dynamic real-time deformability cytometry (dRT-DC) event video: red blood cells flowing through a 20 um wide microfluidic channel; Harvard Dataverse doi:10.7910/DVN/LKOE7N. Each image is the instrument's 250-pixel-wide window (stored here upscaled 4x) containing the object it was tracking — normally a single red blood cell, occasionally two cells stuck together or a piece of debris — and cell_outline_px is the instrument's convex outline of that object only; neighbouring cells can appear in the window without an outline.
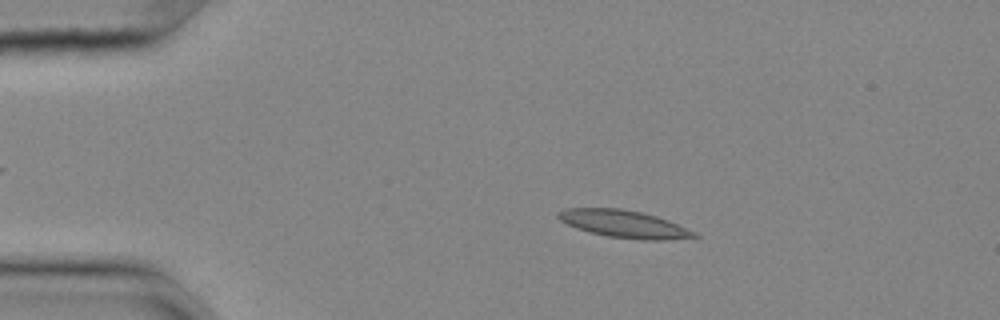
{"species": "common noctule bat (a hibernating species)", "species_latin": "Nyctalus noctula", "temperature_condition": "cold", "stored_images_in_passage": 51, "camera_frame_rate_fps": 3000, "um_per_image_px": 0.085, "animal": {"sex": "female", "body_mass_g": 25.1}, "frame": {"image": 1, "passage_image": 6, "time_ms": 1.667, "image_size_px": [1000, 320], "cell_outline_px": [[700, 236], [664, 240], [640, 240], [608, 236], [588, 232], [576, 228], [560, 220], [556, 216], [556, 212], [564, 208], [620, 208], [640, 212], [656, 216], [668, 220], [696, 232]], "centroid_in_image_um": [53.01, 19.03], "position_along_channel_um": 32.0, "area_um2": 21.73}}
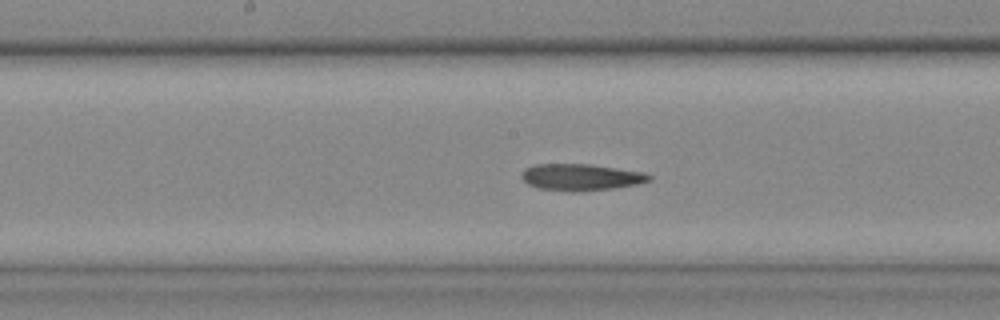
{"frame": {"image": 2, "passage_image": 24, "time_ms": 7.667, "image_size_px": [1000, 320], "cell_outline_px": [[652, 180], [636, 184], [612, 188], [572, 192], [536, 188], [528, 184], [520, 176], [520, 172], [524, 168], [536, 164], [592, 164], [644, 172], [652, 176]], "centroid_in_image_um": [49.34, 15.05], "position_along_channel_um": 198.9, "area_um2": 19.94}}
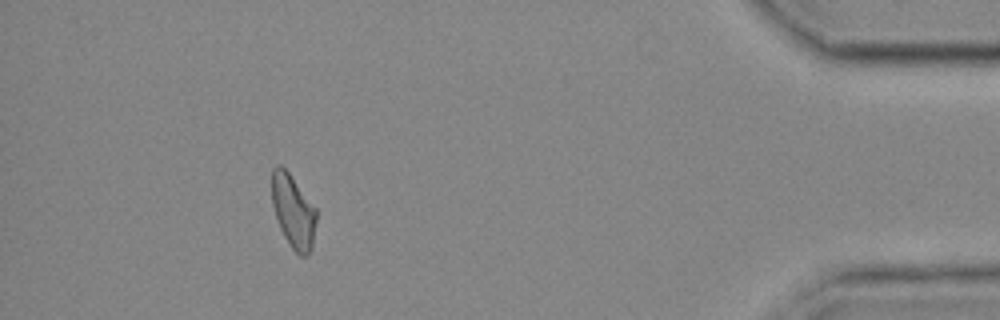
{"frame": {"image": 3, "passage_image": 46, "time_ms": 15.0, "image_size_px": [1000, 320], "cell_outline_px": [[316, 220], [312, 248], [304, 256], [300, 256], [292, 248], [284, 236], [280, 228], [272, 204], [272, 168], [276, 164], [280, 164], [288, 172], [316, 208]], "centroid_in_image_um": [24.92, 17.94], "position_along_channel_um": 410.3, "area_um2": 18.79}}